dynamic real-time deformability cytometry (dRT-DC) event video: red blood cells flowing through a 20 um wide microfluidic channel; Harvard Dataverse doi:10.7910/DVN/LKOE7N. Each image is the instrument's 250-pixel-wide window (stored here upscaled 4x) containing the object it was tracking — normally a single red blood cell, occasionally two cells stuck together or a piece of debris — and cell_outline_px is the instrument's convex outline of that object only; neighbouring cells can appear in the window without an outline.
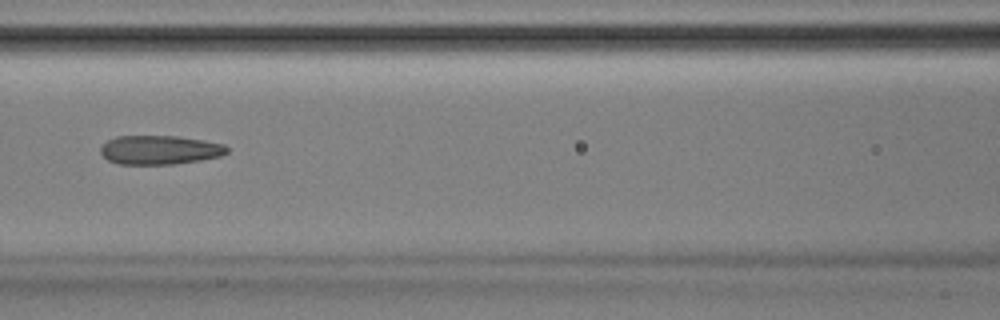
{"species": "Egyptian fruit bat (a non-hibernating species)", "species_latin": "Rousettus aegyptiacus", "temperature_condition": "room temperature", "stored_images_in_passage": 52, "camera_frame_rate_fps": 3000, "um_per_image_px": 0.085, "animal": {"sex": "male"}, "frame": {"image": 1, "passage_image": 23, "time_ms": 7.333, "image_size_px": [1000, 320], "cell_outline_px": [[228, 152], [220, 156], [200, 160], [172, 164], [120, 164], [108, 160], [100, 152], [100, 148], [108, 140], [116, 136], [176, 136], [204, 140], [224, 144], [228, 148]], "centroid_in_image_um": [13.58, 12.74], "position_along_channel_um": 153.0, "area_um2": 21.27}, "authors_computed_cell_mechanics": {"area_um2": 22.0796, "velocity_mm_per_s": 3.9133, "shape_relaxation_time_tau1_ms": null, "shape_relaxation_time_tau2_ms": 3.856, "deformation_change_tau1": null, "deformation_change_tau2": 0.128}}